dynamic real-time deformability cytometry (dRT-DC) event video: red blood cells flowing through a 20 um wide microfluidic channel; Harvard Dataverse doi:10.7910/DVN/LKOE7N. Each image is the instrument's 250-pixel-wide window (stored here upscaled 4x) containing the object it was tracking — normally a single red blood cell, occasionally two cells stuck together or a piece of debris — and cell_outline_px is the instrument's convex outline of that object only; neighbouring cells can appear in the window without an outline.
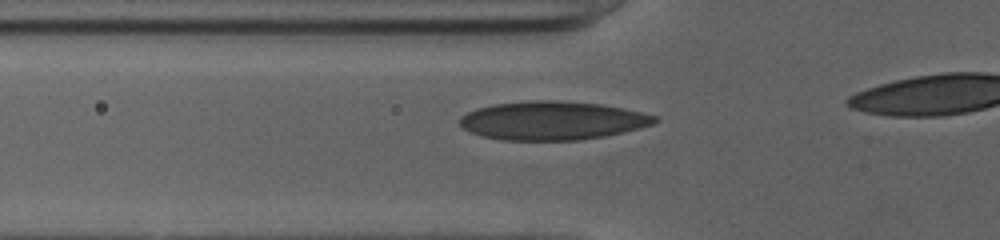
{"species": "human", "species_latin": "Homo sapiens", "temperature_condition": "cold", "stored_images_in_passage": 19, "camera_frame_rate_fps": 3000, "um_per_image_px": 0.085, "donor": {"sex": "female"}, "frame": {"image": 1, "passage_image": 15, "time_ms": 4.667, "image_size_px": [1000, 240], "cell_outline_px": [[660, 120], [652, 124], [640, 128], [624, 132], [604, 136], [580, 140], [500, 140], [480, 136], [468, 132], [460, 124], [460, 116], [476, 108], [492, 104], [528, 100], [556, 100], [600, 104], [624, 108], [656, 116]], "centroid_in_image_um": [46.92, 10.25], "position_along_channel_um": 78.9, "area_um2": 44.1}}
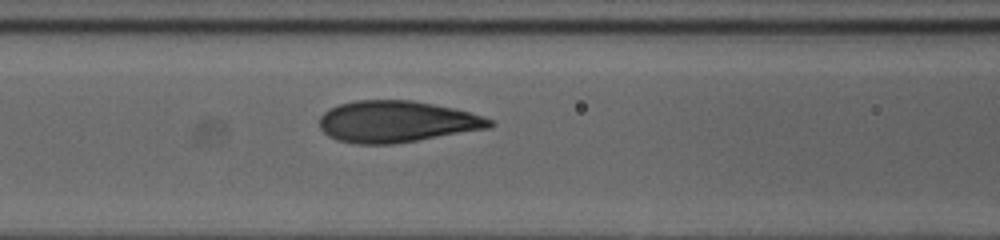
{"frame": {"image": 2, "passage_image": 19, "time_ms": 6.0, "image_size_px": [1000, 240], "cell_outline_px": [[496, 124], [488, 128], [392, 144], [356, 144], [336, 140], [328, 136], [320, 128], [320, 116], [328, 108], [340, 104], [356, 100], [412, 100], [456, 108], [484, 116], [492, 120]], "centroid_in_image_um": [33.7, 10.33], "position_along_channel_um": 132.9, "area_um2": 41.21}}